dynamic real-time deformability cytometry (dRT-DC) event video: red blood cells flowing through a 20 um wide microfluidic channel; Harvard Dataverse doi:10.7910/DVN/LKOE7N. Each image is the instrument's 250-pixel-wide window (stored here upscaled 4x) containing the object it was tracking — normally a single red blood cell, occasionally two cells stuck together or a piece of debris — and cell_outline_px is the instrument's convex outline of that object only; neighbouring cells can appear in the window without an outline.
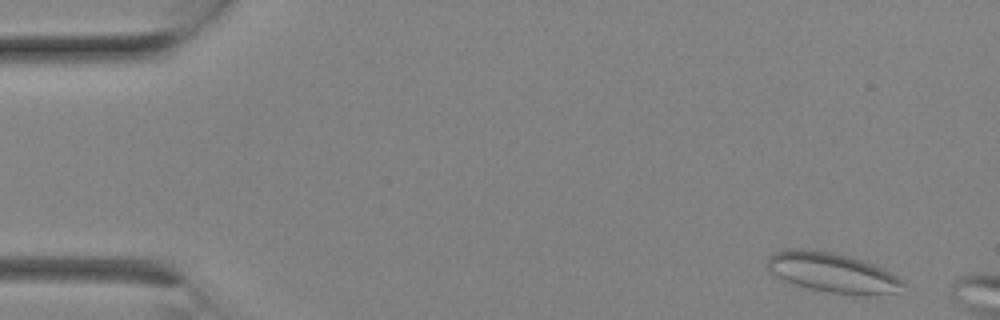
{"species": "Egyptian fruit bat (a non-hibernating species)", "species_latin": "Rousettus aegyptiacus", "temperature_condition": "room temperature", "stored_images_in_passage": 2, "camera_frame_rate_fps": 3000, "um_per_image_px": 0.085, "animal": {"sex": "female"}, "frame": {"image": 1, "passage_image": 1, "time_ms": 0.0, "image_size_px": [1000, 320], "cell_outline_px": [[908, 284], [896, 292], [864, 296], [856, 296], [828, 292], [808, 288], [784, 280], [772, 272], [768, 268], [768, 256], [776, 252], [788, 248], [804, 248], [832, 252], [848, 256], [872, 264], [904, 280]], "centroid_in_image_um": [70.77, 23.18], "position_along_channel_um": 14.2, "area_um2": 31.33}}